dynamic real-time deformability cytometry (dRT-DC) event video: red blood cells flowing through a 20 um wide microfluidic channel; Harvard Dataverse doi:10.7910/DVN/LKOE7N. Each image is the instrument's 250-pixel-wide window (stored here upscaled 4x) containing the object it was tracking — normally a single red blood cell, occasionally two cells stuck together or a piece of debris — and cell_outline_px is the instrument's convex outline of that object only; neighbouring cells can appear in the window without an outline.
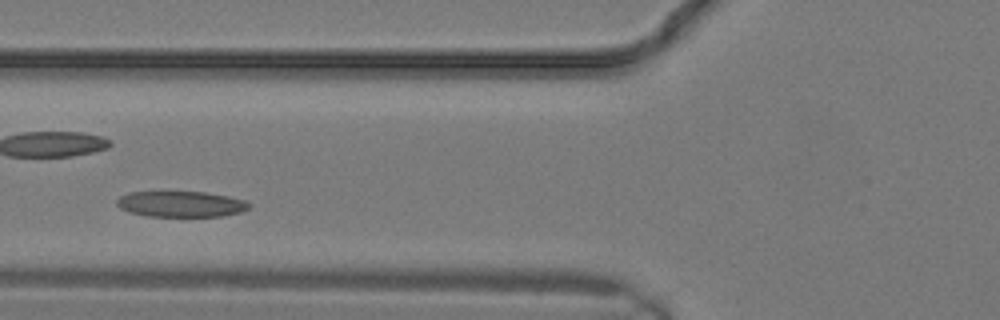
{"species": "common noctule bat (a hibernating species)", "species_latin": "Nyctalus noctula", "temperature_condition": "warm", "stored_images_in_passage": 16, "camera_frame_rate_fps": 3000, "um_per_image_px": 0.085, "animal": {"sex": "male", "body_mass_g": 19.2, "forearm_length_mm": 51.8}, "frame": {"image": 1, "passage_image": 10, "time_ms": 3.0, "image_size_px": [1000, 320], "cell_outline_px": [[252, 204], [248, 208], [240, 212], [224, 216], [148, 216], [128, 212], [120, 208], [116, 204], [116, 200], [120, 196], [128, 192], [164, 188], [204, 192], [228, 196], [244, 200]], "centroid_in_image_um": [15.29, 17.28], "position_along_channel_um": 110.5, "area_um2": 20.98}}
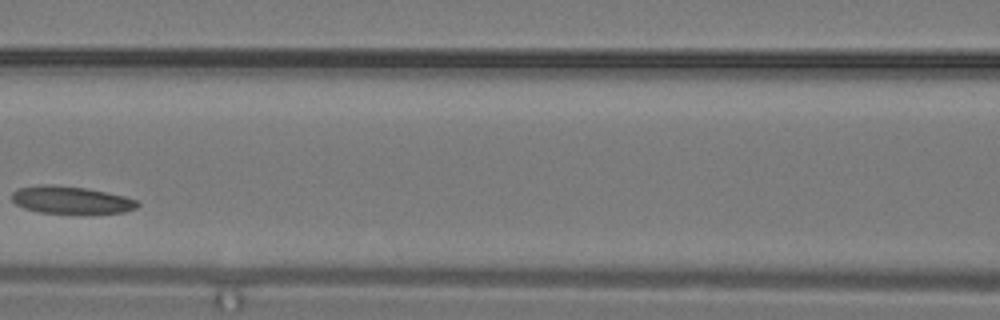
{"frame": {"image": 2, "passage_image": 12, "time_ms": 3.667, "image_size_px": [1000, 320], "cell_outline_px": [[140, 204], [136, 208], [124, 212], [40, 212], [24, 208], [16, 204], [12, 200], [12, 192], [16, 188], [36, 184], [48, 184], [88, 188], [124, 196], [136, 200]], "centroid_in_image_um": [5.98, 16.96], "position_along_channel_um": 160.6, "area_um2": 19.83}}